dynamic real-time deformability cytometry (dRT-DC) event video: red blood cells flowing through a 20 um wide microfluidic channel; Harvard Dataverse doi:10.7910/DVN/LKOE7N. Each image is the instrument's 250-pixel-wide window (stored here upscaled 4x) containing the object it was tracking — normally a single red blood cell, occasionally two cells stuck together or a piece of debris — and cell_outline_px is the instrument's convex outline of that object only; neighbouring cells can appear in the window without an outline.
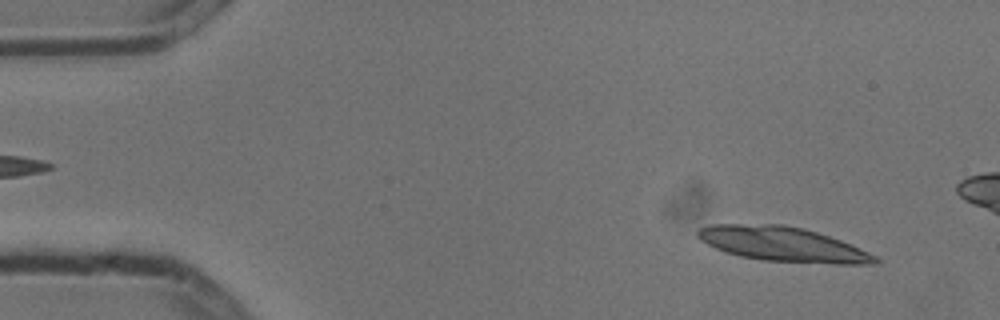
{"species": "common noctule bat (a hibernating species)", "species_latin": "Nyctalus noctula", "temperature_condition": "cold", "stored_images_in_passage": 4, "camera_frame_rate_fps": 3000, "um_per_image_px": 0.085, "animal": {"sex": "male", "body_mass_g": 13.3}, "frame": {"image": 1, "passage_image": 1, "time_ms": 0.0, "image_size_px": [1000, 320], "cell_outline_px": [[880, 264], [836, 264], [764, 260], [740, 256], [724, 252], [700, 240], [696, 236], [696, 232], [700, 228], [712, 224], [784, 224], [804, 228], [840, 240], [868, 252], [876, 256], [880, 260]], "centroid_in_image_um": [66.53, 20.76], "position_along_channel_um": 18.5, "area_um2": 35.66}}